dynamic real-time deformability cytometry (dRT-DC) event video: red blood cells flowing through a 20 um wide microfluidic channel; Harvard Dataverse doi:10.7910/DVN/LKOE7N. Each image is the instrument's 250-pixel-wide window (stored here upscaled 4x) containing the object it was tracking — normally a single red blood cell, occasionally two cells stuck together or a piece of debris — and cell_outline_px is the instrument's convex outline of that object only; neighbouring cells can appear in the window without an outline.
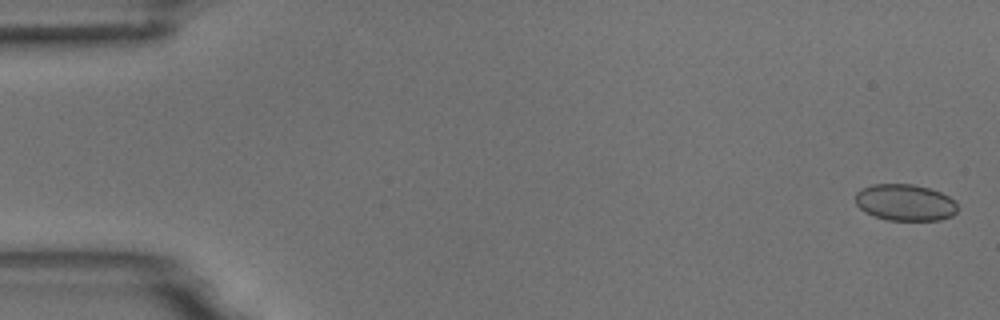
{"species": "common noctule bat (a hibernating species)", "species_latin": "Nyctalus noctula", "temperature_condition": "room temperature", "stored_images_in_passage": 8, "camera_frame_rate_fps": 3000, "um_per_image_px": 0.085, "animal": {"sex": "male", "body_mass_g": 18.8}, "frame": {"image": 1, "passage_image": 1, "time_ms": 0.0, "image_size_px": [1000, 320], "cell_outline_px": [[956, 212], [952, 216], [940, 220], [888, 220], [864, 212], [856, 204], [856, 192], [860, 188], [872, 184], [912, 184], [928, 188], [940, 192], [948, 196], [956, 204]], "centroid_in_image_um": [76.9, 17.21], "position_along_channel_um": 8.1, "area_um2": 21.68}}
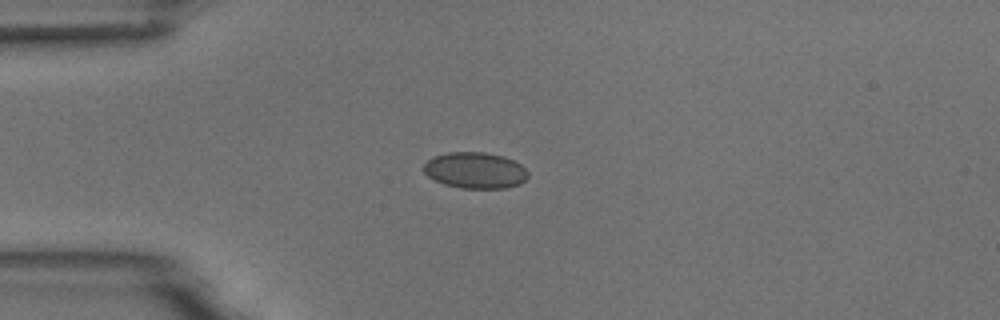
{"frame": {"image": 2, "passage_image": 4, "time_ms": 1.0, "image_size_px": [1000, 320], "cell_outline_px": [[528, 176], [520, 184], [504, 188], [460, 188], [444, 184], [428, 176], [424, 172], [424, 164], [432, 156], [448, 152], [484, 152], [504, 156], [520, 164], [528, 172]], "centroid_in_image_um": [40.38, 14.47], "position_along_channel_um": 44.6, "area_um2": 21.96}}
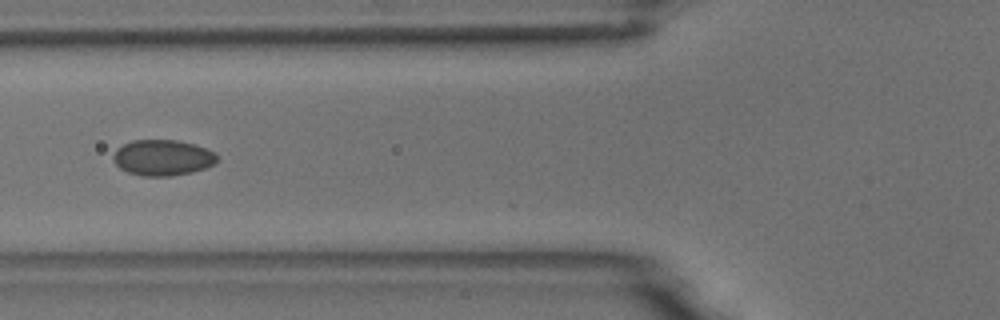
{"frame": {"image": 3, "passage_image": 6, "time_ms": 1.667, "image_size_px": [1000, 320], "cell_outline_px": [[216, 160], [212, 164], [204, 168], [192, 172], [172, 176], [144, 176], [128, 172], [120, 168], [112, 160], [112, 156], [116, 148], [132, 140], [176, 140], [192, 144], [216, 152]], "centroid_in_image_um": [13.78, 13.4], "position_along_channel_um": 112.0, "area_um2": 21.56}}